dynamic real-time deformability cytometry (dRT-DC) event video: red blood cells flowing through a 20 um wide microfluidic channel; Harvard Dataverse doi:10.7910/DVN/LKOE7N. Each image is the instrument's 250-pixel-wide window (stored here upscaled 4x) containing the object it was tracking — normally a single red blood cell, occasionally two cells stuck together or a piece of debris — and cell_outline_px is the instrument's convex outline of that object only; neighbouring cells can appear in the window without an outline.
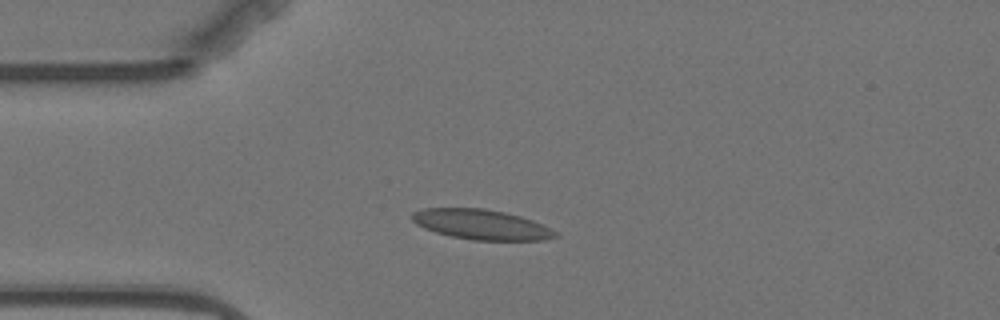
{"species": "Egyptian fruit bat (a non-hibernating species)", "species_latin": "Rousettus aegyptiacus", "temperature_condition": "warm", "stored_images_in_passage": 13, "camera_frame_rate_fps": 3000, "um_per_image_px": 0.085, "animal": {"sex": "female"}, "frame": {"image": 1, "passage_image": 2, "time_ms": 2.333, "image_size_px": [1000, 320], "cell_outline_px": [[560, 236], [544, 240], [472, 240], [452, 236], [436, 232], [424, 228], [416, 224], [412, 220], [412, 212], [424, 208], [484, 208], [504, 212], [520, 216], [532, 220], [552, 228]], "centroid_in_image_um": [40.93, 19.08], "position_along_channel_um": 44.1, "area_um2": 25.09}}
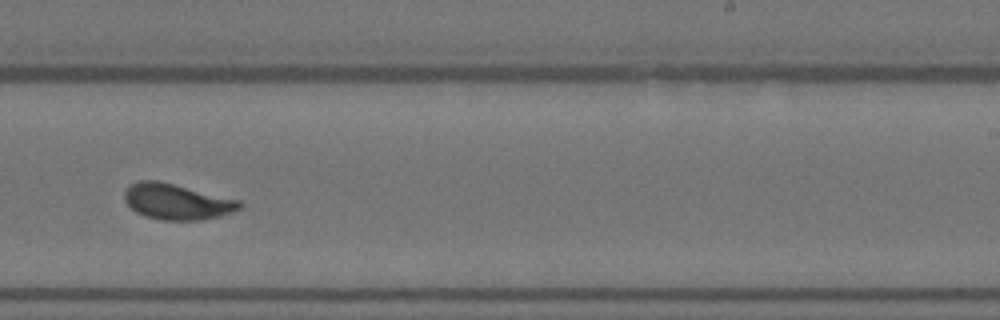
{"frame": {"image": 2, "passage_image": 8, "time_ms": 9.333, "image_size_px": [1000, 320], "cell_outline_px": [[244, 208], [220, 216], [200, 220], [160, 220], [144, 216], [136, 212], [124, 200], [124, 192], [132, 184], [140, 180], [156, 180], [240, 200], [244, 204]], "centroid_in_image_um": [15.06, 17.15], "position_along_channel_um": 273.9, "area_um2": 23.93}}
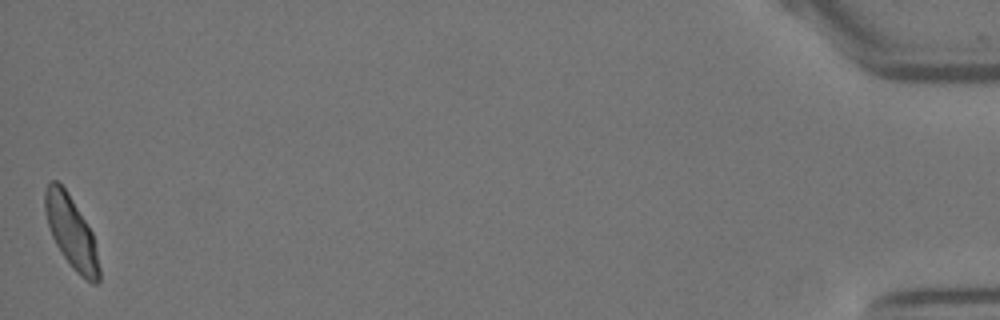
{"frame": {"image": 3, "passage_image": 13, "time_ms": 16.667, "image_size_px": [1000, 320], "cell_outline_px": [[100, 280], [96, 284], [92, 284], [80, 276], [72, 268], [56, 244], [52, 236], [48, 224], [44, 208], [44, 188], [52, 180], [56, 180], [64, 188], [72, 200], [92, 232], [100, 268]], "centroid_in_image_um": [6.06, 19.76], "position_along_channel_um": 429.1, "area_um2": 22.43}, "authors_computed_cell_mechanics": {"area_um2": 23.2934, "velocity_mm_per_s": 3.5046, "shape_relaxation_time_tau1_ms": 3.4043, "shape_relaxation_time_tau2_ms": null, "deformation_change_tau1": 0.1201, "deformation_change_tau2": null}}